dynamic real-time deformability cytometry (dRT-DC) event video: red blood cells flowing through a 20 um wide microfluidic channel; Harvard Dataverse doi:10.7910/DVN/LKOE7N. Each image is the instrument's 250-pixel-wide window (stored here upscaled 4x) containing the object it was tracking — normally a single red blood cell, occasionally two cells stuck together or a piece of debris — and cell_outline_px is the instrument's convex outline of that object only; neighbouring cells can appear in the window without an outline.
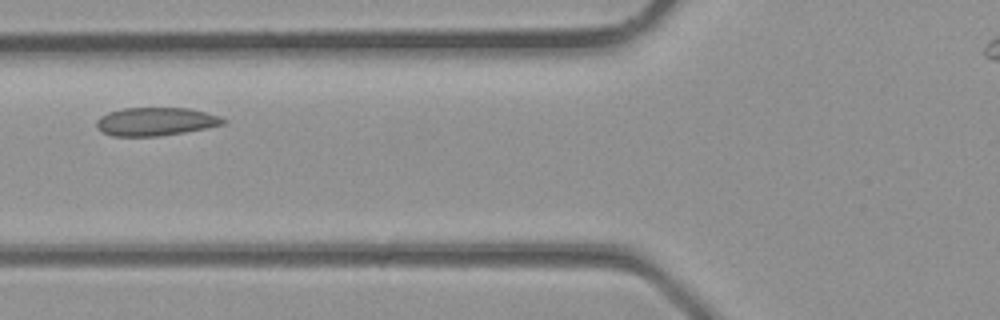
{"species": "common noctule bat (a hibernating species)", "species_latin": "Nyctalus noctula", "temperature_condition": "room temperature", "stored_images_in_passage": 2, "camera_frame_rate_fps": 3000, "um_per_image_px": 0.085, "animal": {"sex": "male", "body_mass_g": 23.1, "forearm_length_mm": 52.7}, "frame": {"image": 1, "passage_image": 2, "time_ms": 0.333, "image_size_px": [1000, 320], "cell_outline_px": [[228, 120], [224, 124], [184, 132], [160, 136], [112, 136], [100, 132], [96, 128], [96, 120], [100, 116], [108, 112], [120, 108], [188, 108], [220, 116]], "centroid_in_image_um": [13.18, 10.33], "position_along_channel_um": 112.6, "area_um2": 20.98}}